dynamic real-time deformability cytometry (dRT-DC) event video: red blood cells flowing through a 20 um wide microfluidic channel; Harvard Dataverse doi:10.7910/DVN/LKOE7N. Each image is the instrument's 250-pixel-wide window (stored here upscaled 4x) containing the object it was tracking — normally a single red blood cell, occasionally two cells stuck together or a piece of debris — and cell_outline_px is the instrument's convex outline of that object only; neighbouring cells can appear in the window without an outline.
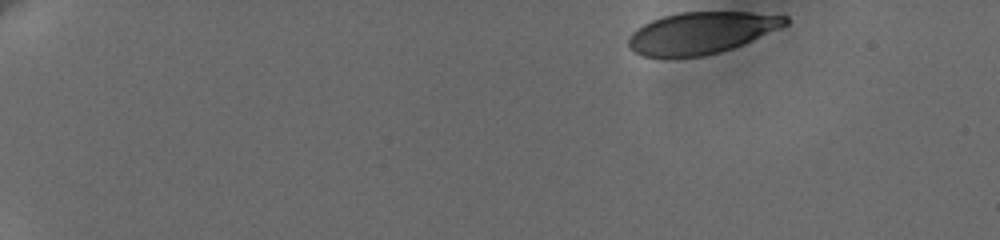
{"species": "human", "species_latin": "Homo sapiens", "temperature_condition": "cold", "stored_images_in_passage": 34, "camera_frame_rate_fps": 3000, "um_per_image_px": 0.085, "donor": {"sex": "female"}, "frame": {"image": 1, "passage_image": 1, "time_ms": 0.0, "image_size_px": [1000, 240], "cell_outline_px": [[788, 24], [744, 44], [720, 52], [700, 56], [644, 56], [628, 48], [628, 36], [636, 28], [652, 20], [664, 16], [680, 12], [748, 12], [788, 16]], "centroid_in_image_um": [59.6, 2.78], "position_along_channel_um": 25.4, "area_um2": 37.86}}
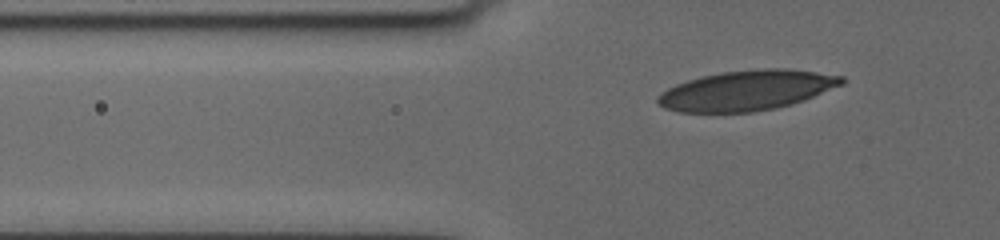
{"frame": {"image": 2, "passage_image": 24, "time_ms": 4.333, "image_size_px": [1000, 240], "cell_outline_px": [[844, 84], [804, 100], [772, 108], [752, 112], [680, 112], [664, 108], [656, 104], [656, 96], [668, 88], [676, 84], [700, 76], [720, 72], [760, 68], [784, 68], [816, 72], [844, 76]], "centroid_in_image_um": [63.44, 7.67], "position_along_channel_um": 62.4, "area_um2": 42.95}}
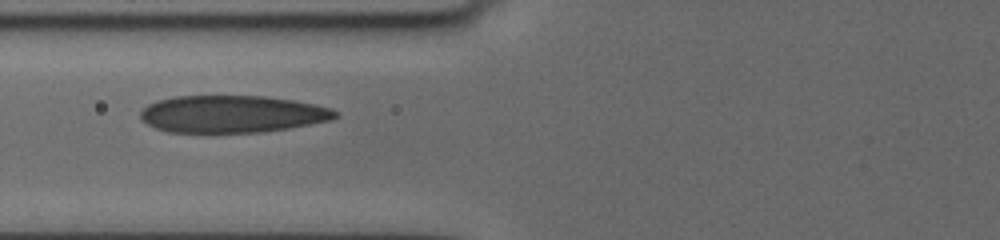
{"frame": {"image": 3, "passage_image": 33, "time_ms": 6.0, "image_size_px": [1000, 240], "cell_outline_px": [[340, 112], [332, 120], [288, 128], [264, 132], [168, 132], [156, 128], [140, 120], [140, 112], [148, 104], [172, 96], [264, 96], [292, 100], [316, 104], [332, 108]], "centroid_in_image_um": [19.75, 9.69], "position_along_channel_um": 106.1, "area_um2": 42.31}}